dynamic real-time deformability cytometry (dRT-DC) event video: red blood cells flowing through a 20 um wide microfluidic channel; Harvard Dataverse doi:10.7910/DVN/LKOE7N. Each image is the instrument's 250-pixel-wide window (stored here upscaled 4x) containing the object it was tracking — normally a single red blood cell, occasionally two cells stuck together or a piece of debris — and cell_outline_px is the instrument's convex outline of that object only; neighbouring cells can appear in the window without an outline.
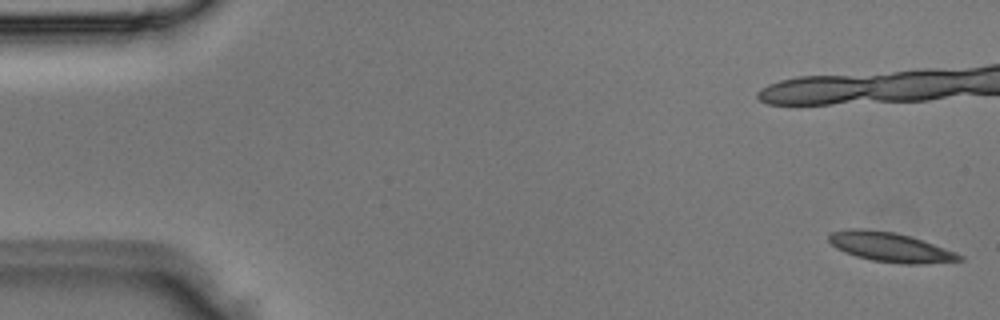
{"species": "Egyptian fruit bat (a non-hibernating species)", "species_latin": "Rousettus aegyptiacus", "temperature_condition": "room temperature", "stored_images_in_passage": 4, "camera_frame_rate_fps": 3000, "um_per_image_px": 0.085, "animal": {"sex": "male"}, "frame": {"image": 1, "passage_image": 1, "time_ms": 0.0, "image_size_px": [1000, 320], "cell_outline_px": [[964, 260], [924, 264], [900, 264], [872, 260], [856, 256], [844, 252], [836, 248], [828, 240], [828, 236], [832, 232], [848, 228], [864, 228], [896, 232], [956, 252], [964, 256]], "centroid_in_image_um": [75.65, 21.01], "position_along_channel_um": 9.4, "area_um2": 22.43}}